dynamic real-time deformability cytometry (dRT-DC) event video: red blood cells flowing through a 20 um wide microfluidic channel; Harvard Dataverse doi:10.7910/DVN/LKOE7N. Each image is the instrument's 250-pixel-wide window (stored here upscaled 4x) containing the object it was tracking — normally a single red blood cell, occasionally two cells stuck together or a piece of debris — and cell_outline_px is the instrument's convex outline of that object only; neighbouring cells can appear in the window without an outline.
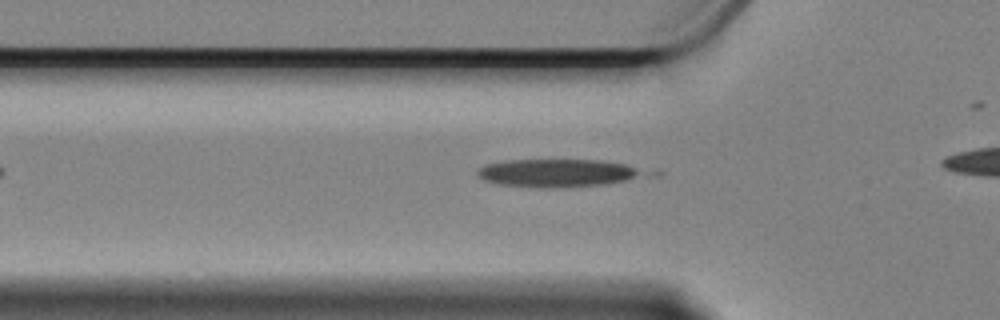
{"species": "Egyptian fruit bat (a non-hibernating species)", "species_latin": "Rousettus aegyptiacus", "temperature_condition": "cold", "stored_images_in_passage": 32, "camera_frame_rate_fps": 3000, "um_per_image_px": 0.085, "animal": {"sex": "female"}, "frame": {"image": 1, "passage_image": 3, "time_ms": 0.667, "image_size_px": [1000, 320], "cell_outline_px": [[664, 172], [660, 176], [608, 184], [552, 188], [540, 188], [500, 184], [484, 180], [476, 172], [480, 168], [488, 164], [508, 160], [600, 160], [624, 164]], "centroid_in_image_um": [47.77, 14.71], "position_along_channel_um": 78.0, "area_um2": 28.26}}
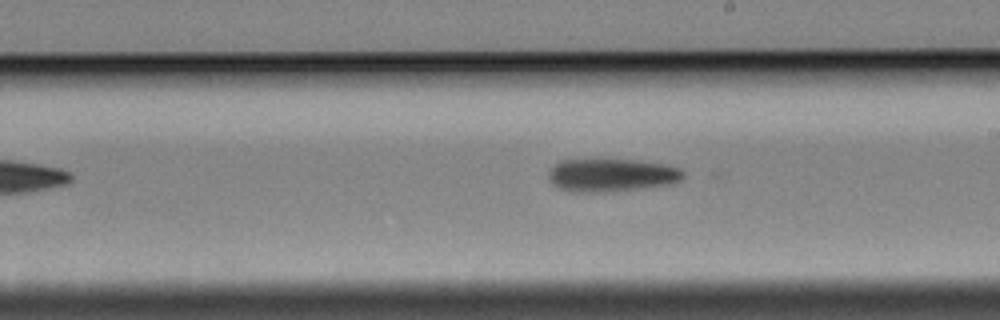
{"frame": {"image": 2, "passage_image": 17, "time_ms": 5.333, "image_size_px": [1000, 320], "cell_outline_px": [[684, 176], [680, 180], [672, 184], [616, 192], [572, 192], [560, 188], [552, 184], [548, 176], [548, 172], [552, 164], [560, 160], [636, 160], [664, 164], [680, 168], [684, 172]], "centroid_in_image_um": [51.97, 14.9], "position_along_channel_um": 237.0, "area_um2": 26.24}}
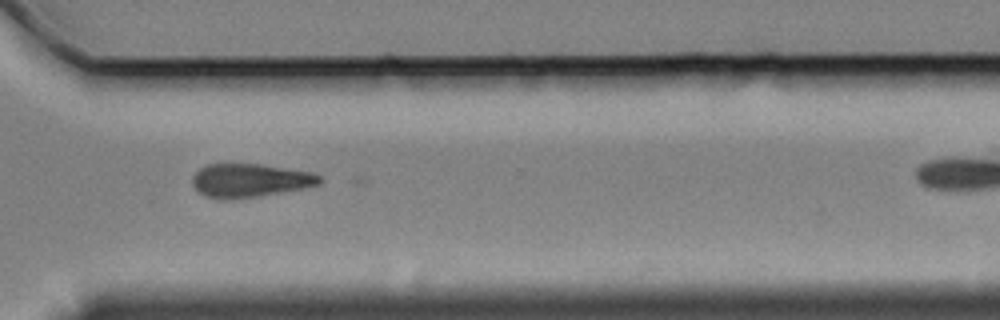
{"frame": {"image": 3, "passage_image": 27, "time_ms": 8.667, "image_size_px": [1000, 320], "cell_outline_px": [[324, 180], [320, 184], [304, 188], [232, 200], [220, 200], [204, 196], [192, 184], [192, 176], [200, 168], [208, 164], [260, 164], [312, 172], [320, 176]], "centroid_in_image_um": [21.23, 15.34], "position_along_channel_um": 349.4, "area_um2": 24.91}}